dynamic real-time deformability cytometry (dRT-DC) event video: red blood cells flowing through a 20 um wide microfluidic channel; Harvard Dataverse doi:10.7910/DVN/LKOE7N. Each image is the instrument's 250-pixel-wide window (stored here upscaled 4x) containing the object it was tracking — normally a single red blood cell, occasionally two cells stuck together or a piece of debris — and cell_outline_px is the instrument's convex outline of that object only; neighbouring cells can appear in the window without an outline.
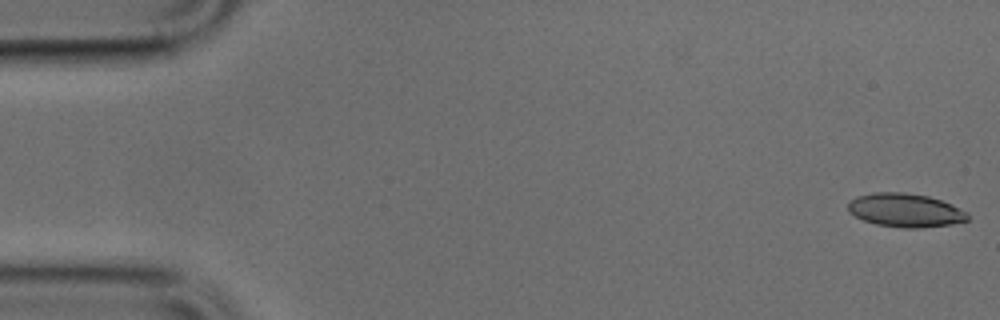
{"species": "common noctule bat (a hibernating species)", "species_latin": "Nyctalus noctula", "temperature_condition": "cold", "stored_images_in_passage": 51, "camera_frame_rate_fps": 3000, "um_per_image_px": 0.085, "animal": {"sex": "male", "body_mass_g": 17.9, "forearm_length_mm": 54.2}, "frame": {"image": 1, "passage_image": 1, "time_ms": 0.0, "image_size_px": [1000, 320], "cell_outline_px": [[968, 220], [952, 224], [920, 228], [904, 228], [876, 224], [864, 220], [848, 212], [848, 204], [856, 196], [872, 192], [904, 192], [928, 196], [952, 204], [968, 212]], "centroid_in_image_um": [76.96, 17.87], "position_along_channel_um": 8.0, "area_um2": 23.47}}
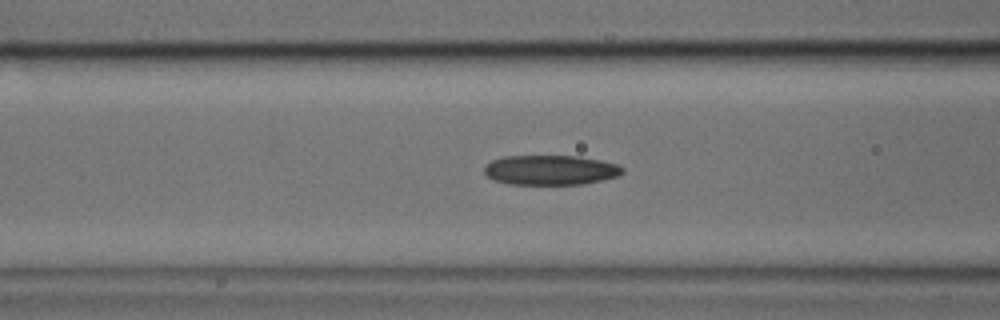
{"frame": {"image": 2, "passage_image": 19, "time_ms": 6.0, "image_size_px": [1000, 320], "cell_outline_px": [[624, 172], [616, 176], [584, 184], [508, 184], [492, 180], [484, 172], [484, 168], [492, 160], [504, 156], [580, 156], [600, 160], [616, 164], [624, 168]], "centroid_in_image_um": [46.77, 14.45], "position_along_channel_um": 119.8, "area_um2": 23.93}}
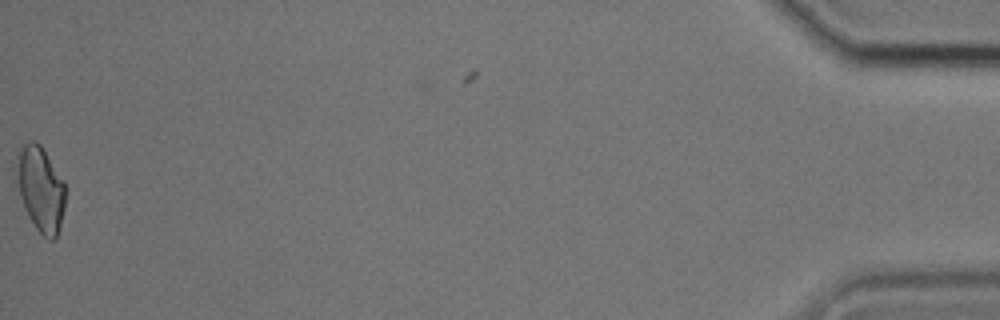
{"frame": {"image": 3, "passage_image": 50, "time_ms": 16.333, "image_size_px": [1000, 320], "cell_outline_px": [[64, 208], [60, 228], [56, 240], [48, 240], [36, 228], [28, 216], [24, 208], [20, 196], [16, 152], [28, 140], [36, 140], [40, 144], [64, 180]], "centroid_in_image_um": [3.46, 16.06], "position_along_channel_um": 431.7, "area_um2": 24.1}}